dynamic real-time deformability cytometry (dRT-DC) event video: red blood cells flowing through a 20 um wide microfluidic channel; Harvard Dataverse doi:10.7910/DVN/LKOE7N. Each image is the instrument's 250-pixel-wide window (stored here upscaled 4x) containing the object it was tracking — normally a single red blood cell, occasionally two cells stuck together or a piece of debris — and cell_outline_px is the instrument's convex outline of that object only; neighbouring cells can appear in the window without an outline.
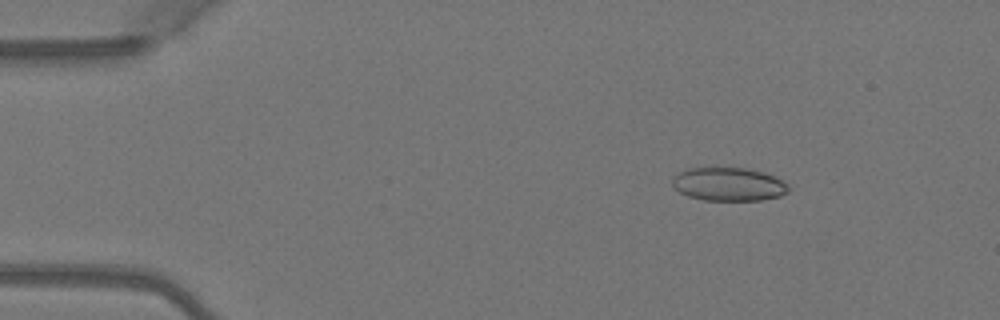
{"species": "Egyptian fruit bat (a non-hibernating species)", "species_latin": "Rousettus aegyptiacus", "temperature_condition": "warm", "stored_images_in_passage": 3, "camera_frame_rate_fps": 3000, "um_per_image_px": 0.085, "animal": {"sex": "female"}, "frame": {"image": 1, "passage_image": 1, "time_ms": 0.0, "image_size_px": [1000, 320], "cell_outline_px": [[788, 192], [780, 196], [760, 200], [704, 200], [688, 196], [680, 192], [672, 184], [672, 176], [688, 168], [748, 168], [764, 172], [788, 184]], "centroid_in_image_um": [61.92, 15.66], "position_along_channel_um": 23.1, "area_um2": 22.48}}